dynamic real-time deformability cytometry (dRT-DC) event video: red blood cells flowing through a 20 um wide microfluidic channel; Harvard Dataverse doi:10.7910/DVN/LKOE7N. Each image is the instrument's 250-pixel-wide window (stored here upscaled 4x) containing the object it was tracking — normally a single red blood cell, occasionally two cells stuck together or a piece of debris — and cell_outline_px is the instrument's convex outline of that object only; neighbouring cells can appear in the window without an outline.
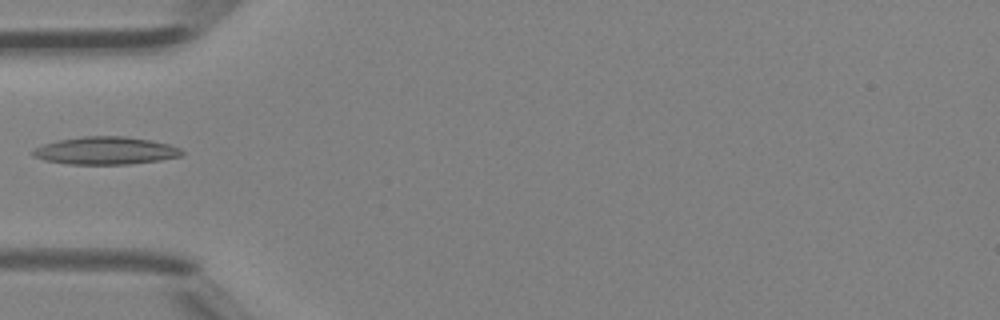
{"species": "Egyptian fruit bat (a non-hibernating species)", "species_latin": "Rousettus aegyptiacus", "temperature_condition": "room temperature", "stored_images_in_passage": 5, "camera_frame_rate_fps": 3000, "um_per_image_px": 0.085, "animal": {"sex": "female"}, "frame": {"image": 1, "passage_image": 5, "time_ms": 1.333, "image_size_px": [1000, 320], "cell_outline_px": [[184, 152], [180, 156], [160, 160], [128, 164], [68, 164], [44, 160], [32, 156], [32, 152], [36, 148], [44, 144], [60, 140], [84, 136], [124, 136], [152, 140], [168, 144], [180, 148]], "centroid_in_image_um": [8.99, 12.8], "position_along_channel_um": 76.0, "area_um2": 23.87}}